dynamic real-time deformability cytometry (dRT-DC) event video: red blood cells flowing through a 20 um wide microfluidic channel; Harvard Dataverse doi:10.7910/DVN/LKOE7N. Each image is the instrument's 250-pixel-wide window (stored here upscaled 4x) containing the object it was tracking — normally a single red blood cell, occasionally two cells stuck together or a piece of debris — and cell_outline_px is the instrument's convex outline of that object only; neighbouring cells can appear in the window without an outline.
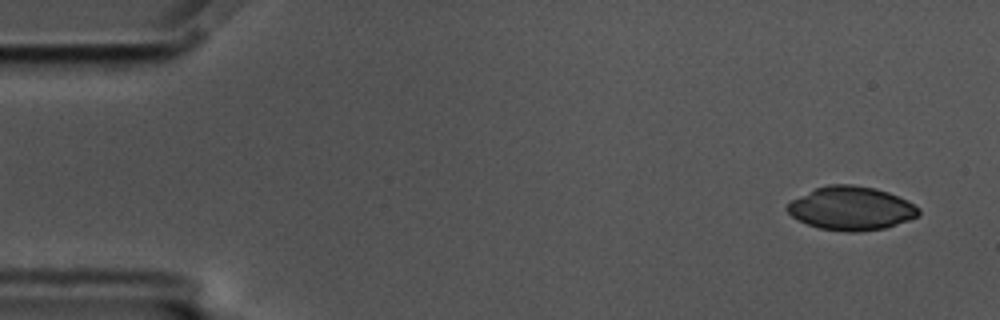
{"species": "common noctule bat (a hibernating species)", "species_latin": "Nyctalus noctula", "temperature_condition": "cold", "stored_images_in_passage": 56, "camera_frame_rate_fps": 3000, "um_per_image_px": 0.085, "animal": {"sex": "male", "body_mass_g": 17.5, "forearm_length_mm": 52.3}, "frame": {"image": 1, "passage_image": 2, "time_ms": 0.333, "image_size_px": [1000, 320], "cell_outline_px": [[920, 216], [884, 228], [860, 232], [848, 232], [820, 228], [808, 224], [792, 216], [784, 208], [792, 200], [816, 188], [828, 184], [852, 184], [876, 188], [888, 192], [920, 208]], "centroid_in_image_um": [72.35, 17.71], "position_along_channel_um": 12.7, "area_um2": 33.12}}